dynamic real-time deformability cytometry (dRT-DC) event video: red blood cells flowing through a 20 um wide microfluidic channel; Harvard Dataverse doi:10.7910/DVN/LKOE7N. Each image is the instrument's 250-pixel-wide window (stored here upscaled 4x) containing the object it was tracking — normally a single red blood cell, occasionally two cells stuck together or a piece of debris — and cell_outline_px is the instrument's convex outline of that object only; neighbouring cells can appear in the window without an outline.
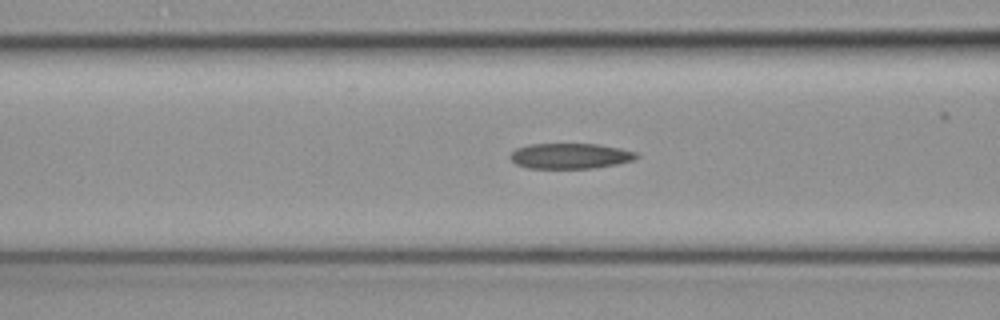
{"species": "common noctule bat (a hibernating species)", "species_latin": "Nyctalus noctula", "temperature_condition": "cold", "stored_images_in_passage": 53, "camera_frame_rate_fps": 3000, "um_per_image_px": 0.085, "animal": {"sex": "female", "body_mass_g": 19.3, "forearm_length_mm": 54.1}, "frame": {"image": 1, "passage_image": 21, "time_ms": 6.667, "image_size_px": [1000, 320], "cell_outline_px": [[640, 156], [632, 160], [616, 164], [592, 168], [528, 168], [516, 164], [508, 156], [516, 148], [528, 144], [596, 144], [620, 148], [636, 152]], "centroid_in_image_um": [48.44, 13.25], "position_along_channel_um": 118.2, "area_um2": 18.67}}
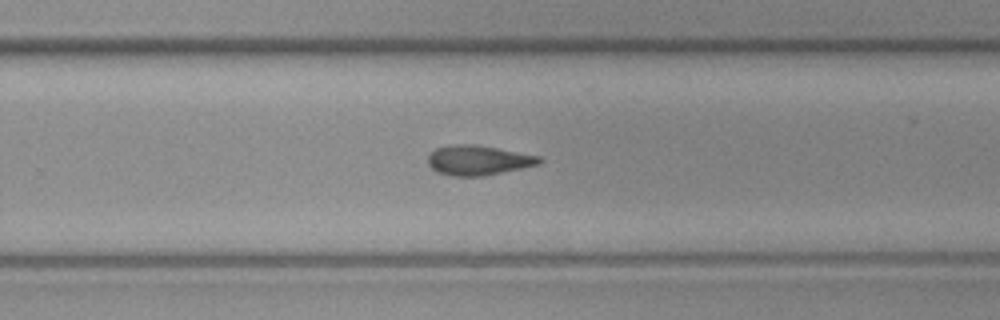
{"frame": {"image": 2, "passage_image": 34, "time_ms": 11.0, "image_size_px": [1000, 320], "cell_outline_px": [[544, 160], [540, 164], [484, 176], [448, 176], [436, 172], [428, 164], [428, 156], [436, 148], [452, 144], [476, 144], [540, 156]], "centroid_in_image_um": [40.64, 13.62], "position_along_channel_um": 289.2, "area_um2": 19.48}}
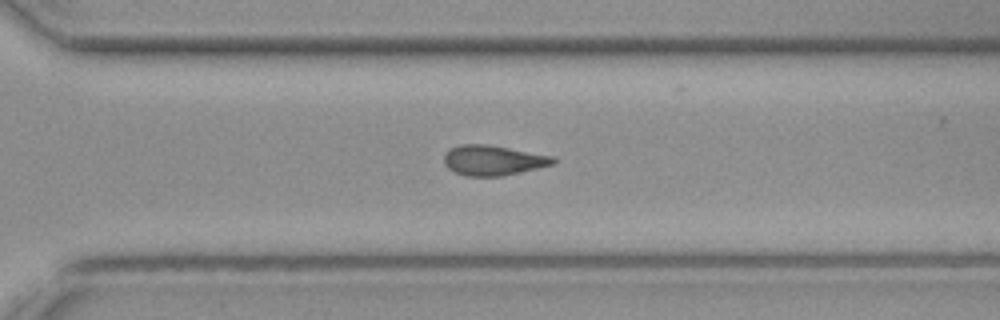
{"frame": {"image": 3, "passage_image": 37, "time_ms": 12.0, "image_size_px": [1000, 320], "cell_outline_px": [[556, 164], [500, 176], [464, 176], [448, 168], [444, 164], [444, 156], [452, 148], [460, 144], [488, 144], [552, 156], [556, 160]], "centroid_in_image_um": [41.91, 13.62], "position_along_channel_um": 328.7, "area_um2": 18.96}}